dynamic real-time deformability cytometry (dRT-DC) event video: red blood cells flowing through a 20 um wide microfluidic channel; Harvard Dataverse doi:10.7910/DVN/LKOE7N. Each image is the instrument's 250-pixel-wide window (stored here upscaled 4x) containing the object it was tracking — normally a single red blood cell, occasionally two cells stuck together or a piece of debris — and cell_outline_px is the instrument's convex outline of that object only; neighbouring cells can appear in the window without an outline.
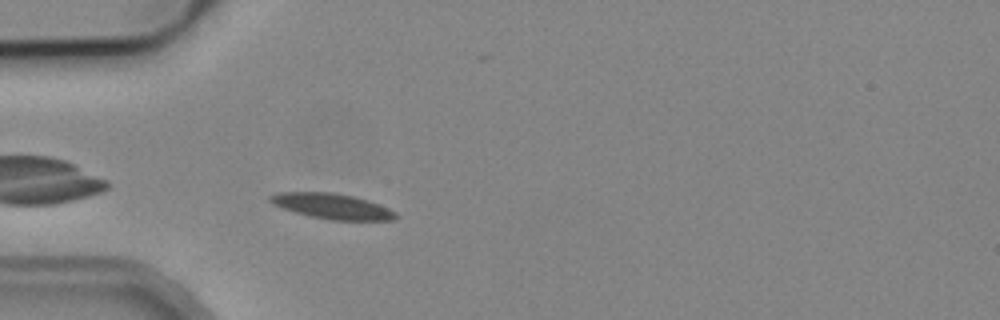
{"species": "common noctule bat (a hibernating species)", "species_latin": "Nyctalus noctula", "temperature_condition": "cold", "stored_images_in_passage": 40, "camera_frame_rate_fps": 3000, "um_per_image_px": 0.085, "animal": {"sex": "male", "body_mass_g": 19.2, "forearm_length_mm": 51.8}, "frame": {"image": 1, "passage_image": 3, "time_ms": 0.667, "image_size_px": [1000, 320], "cell_outline_px": [[396, 216], [392, 220], [332, 220], [312, 216], [296, 212], [272, 204], [268, 200], [268, 196], [276, 192], [332, 192], [352, 196], [368, 200], [388, 208], [396, 212]], "centroid_in_image_um": [28.19, 17.51], "position_along_channel_um": 56.8, "area_um2": 18.38}}
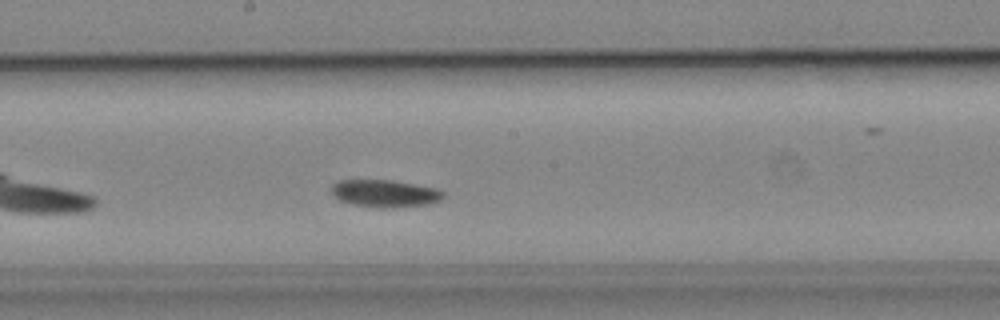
{"frame": {"image": 2, "passage_image": 16, "time_ms": 5.0, "image_size_px": [1000, 320], "cell_outline_px": [[444, 196], [440, 200], [428, 204], [380, 208], [352, 204], [340, 200], [332, 192], [332, 184], [340, 180], [392, 180], [436, 188], [444, 192]], "centroid_in_image_um": [32.72, 16.43], "position_along_channel_um": 215.5, "area_um2": 17.57}}
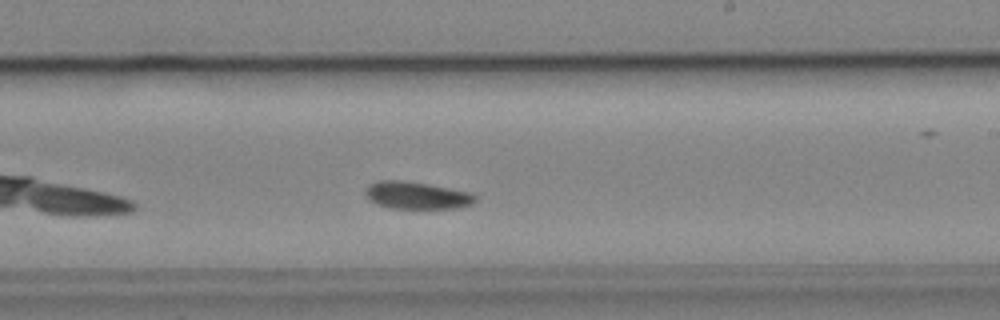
{"frame": {"image": 3, "passage_image": 19, "time_ms": 6.0, "image_size_px": [1000, 320], "cell_outline_px": [[476, 200], [472, 204], [456, 208], [392, 208], [376, 204], [368, 196], [368, 184], [376, 180], [400, 180], [428, 184], [472, 192], [476, 196]], "centroid_in_image_um": [35.47, 16.6], "position_along_channel_um": 253.5, "area_um2": 17.28}, "authors_computed_cell_mechanics": {"area_um2": 17.4845, "velocity_mm_per_s": 3.8168, "shape_relaxation_time_tau1_ms": 3.7409, "shape_relaxation_time_tau2_ms": null, "deformation_change_tau1": 0.0862, "deformation_change_tau2": null}}